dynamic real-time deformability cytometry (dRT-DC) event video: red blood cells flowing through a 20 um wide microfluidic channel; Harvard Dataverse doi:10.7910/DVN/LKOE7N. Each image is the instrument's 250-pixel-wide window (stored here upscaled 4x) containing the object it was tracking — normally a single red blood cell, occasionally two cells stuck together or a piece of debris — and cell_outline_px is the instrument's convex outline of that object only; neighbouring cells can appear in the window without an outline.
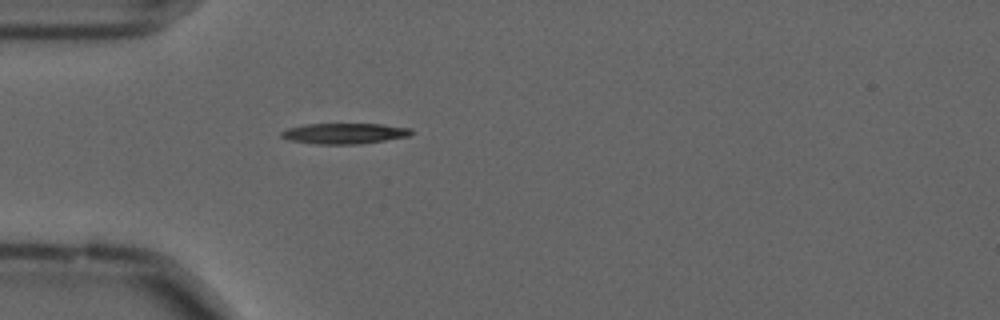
{"species": "common noctule bat (a hibernating species)", "species_latin": "Nyctalus noctula", "temperature_condition": "cold", "stored_images_in_passage": 41, "camera_frame_rate_fps": 3000, "um_per_image_px": 0.085, "animal": {"sex": "male", "forearm_length_mm": 52.5}, "frame": {"image": 1, "passage_image": 1, "time_ms": 0.0, "image_size_px": [1000, 320], "cell_outline_px": [[416, 132], [408, 136], [360, 144], [316, 144], [288, 140], [280, 136], [280, 132], [288, 128], [304, 124], [380, 124], [412, 128]], "centroid_in_image_um": [29.27, 11.34], "position_along_channel_um": 55.7, "area_um2": 15.72}}
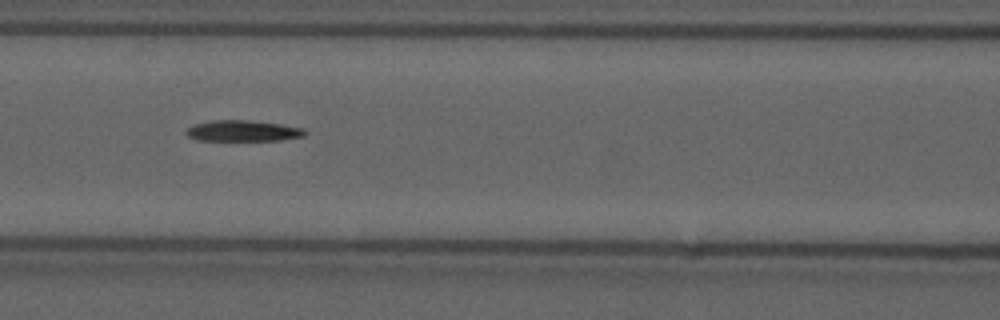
{"frame": {"image": 2, "passage_image": 9, "time_ms": 2.667, "image_size_px": [1000, 320], "cell_outline_px": [[308, 132], [304, 136], [280, 140], [196, 140], [188, 136], [184, 132], [188, 128], [196, 124], [212, 120], [248, 120], [280, 124], [304, 128]], "centroid_in_image_um": [20.66, 11.12], "position_along_channel_um": 145.9, "area_um2": 14.45}}
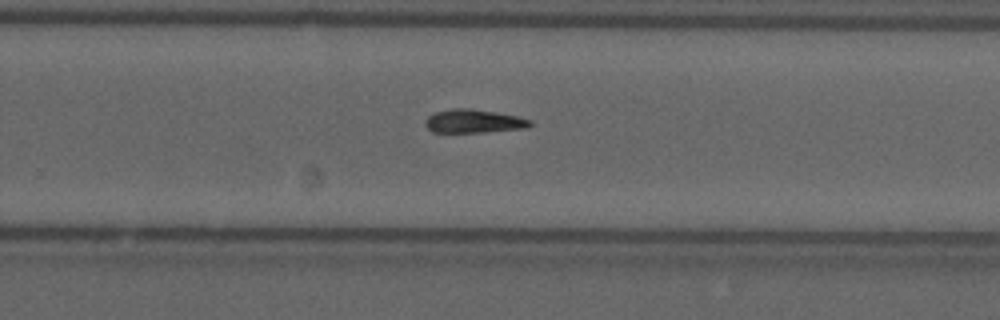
{"frame": {"image": 3, "passage_image": 21, "time_ms": 6.667, "image_size_px": [1000, 320], "cell_outline_px": [[532, 124], [524, 128], [484, 132], [432, 132], [424, 124], [424, 120], [428, 116], [436, 112], [452, 108], [472, 108], [496, 112], [516, 116], [532, 120]], "centroid_in_image_um": [40.23, 10.29], "position_along_channel_um": 289.6, "area_um2": 14.33}}